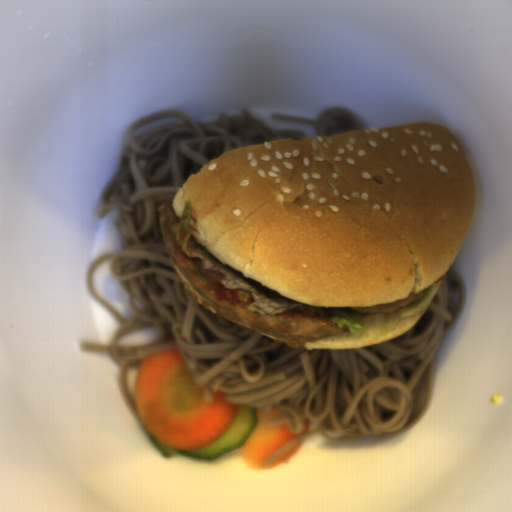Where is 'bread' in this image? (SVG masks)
Here are the masks:
<instances>
[{
	"label": "bread",
	"instance_id": "8d2b1439",
	"mask_svg": "<svg viewBox=\"0 0 512 512\" xmlns=\"http://www.w3.org/2000/svg\"><path fill=\"white\" fill-rule=\"evenodd\" d=\"M477 188L446 126L411 122L228 150L188 176L192 237L225 266L320 308L394 304L434 285L426 308L372 341L341 332L314 349L402 336L426 313L472 225Z\"/></svg>",
	"mask_w": 512,
	"mask_h": 512
},
{
	"label": "bread",
	"instance_id": "cb027b5d",
	"mask_svg": "<svg viewBox=\"0 0 512 512\" xmlns=\"http://www.w3.org/2000/svg\"><path fill=\"white\" fill-rule=\"evenodd\" d=\"M174 268L179 275L182 283H183V289H186L198 302L199 305H201L204 309L210 310L213 314H216L214 308L208 304L203 297L198 293V291L191 285V283L186 279V277L180 272L179 268L174 265Z\"/></svg>",
	"mask_w": 512,
	"mask_h": 512
}]
</instances>
